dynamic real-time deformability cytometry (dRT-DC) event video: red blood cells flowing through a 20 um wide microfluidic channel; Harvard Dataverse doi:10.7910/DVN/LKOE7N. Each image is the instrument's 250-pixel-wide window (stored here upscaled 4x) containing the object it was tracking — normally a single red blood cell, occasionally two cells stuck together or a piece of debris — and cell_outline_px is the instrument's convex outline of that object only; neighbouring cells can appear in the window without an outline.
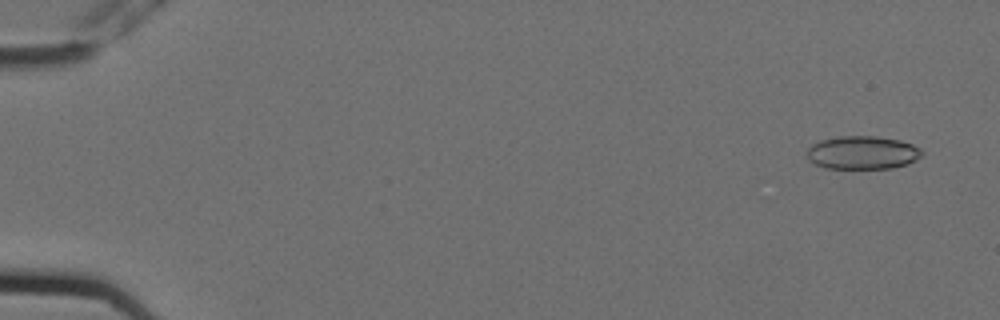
{"species": "Egyptian fruit bat (a non-hibernating species)", "species_latin": "Rousettus aegyptiacus", "temperature_condition": "cold", "stored_images_in_passage": 5, "camera_frame_rate_fps": 3000, "um_per_image_px": 0.085, "animal": {"sex": "female"}, "frame": {"image": 1, "passage_image": 1, "time_ms": 0.0, "image_size_px": [1000, 320], "cell_outline_px": [[924, 152], [916, 160], [908, 164], [892, 168], [824, 168], [808, 160], [808, 148], [812, 144], [836, 136], [876, 136], [900, 140], [912, 144], [920, 148]], "centroid_in_image_um": [73.34, 12.97], "position_along_channel_um": 11.7, "area_um2": 22.25}}
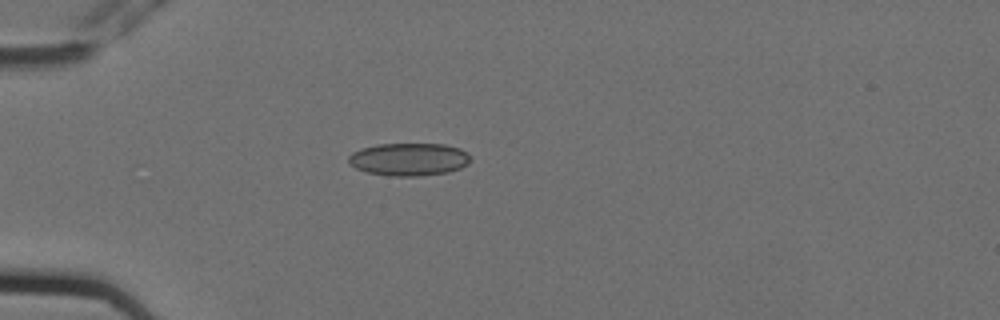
{"frame": {"image": 2, "passage_image": 3, "time_ms": 0.667, "image_size_px": [1000, 320], "cell_outline_px": [[472, 160], [468, 164], [460, 168], [448, 172], [420, 176], [388, 176], [368, 172], [356, 168], [348, 164], [348, 156], [352, 152], [360, 148], [376, 144], [444, 144], [460, 148], [468, 152], [472, 156]], "centroid_in_image_um": [34.77, 13.54], "position_along_channel_um": 50.2, "area_um2": 23.64}}
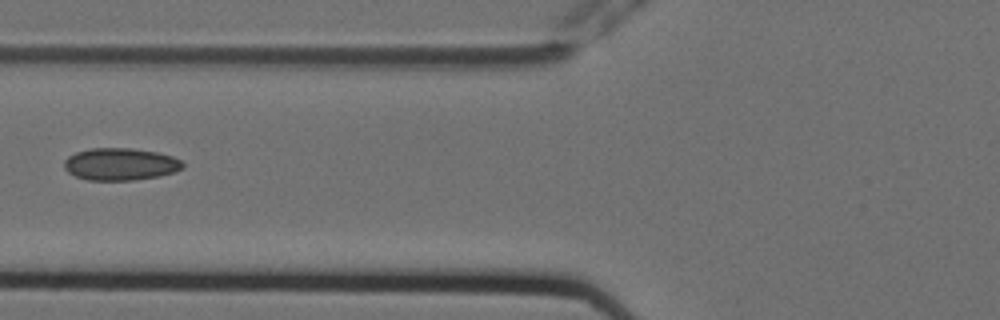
{"frame": {"image": 3, "passage_image": 5, "time_ms": 1.333, "image_size_px": [1000, 320], "cell_outline_px": [[184, 168], [160, 176], [136, 180], [88, 180], [76, 176], [68, 172], [64, 168], [64, 160], [68, 156], [76, 152], [92, 148], [132, 148], [156, 152], [172, 156], [180, 160], [184, 164]], "centroid_in_image_um": [10.23, 13.95], "position_along_channel_um": 115.6, "area_um2": 22.31}}